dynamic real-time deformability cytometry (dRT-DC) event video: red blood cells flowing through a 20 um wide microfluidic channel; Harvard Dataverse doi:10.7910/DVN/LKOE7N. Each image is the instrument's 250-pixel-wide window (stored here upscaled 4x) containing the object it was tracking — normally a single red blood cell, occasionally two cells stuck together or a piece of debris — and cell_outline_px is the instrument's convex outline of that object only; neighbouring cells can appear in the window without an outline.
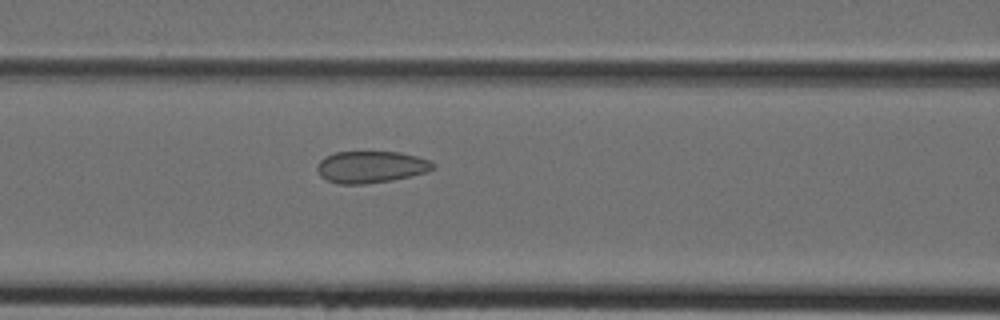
{"species": "Egyptian fruit bat (a non-hibernating species)", "species_latin": "Rousettus aegyptiacus", "temperature_condition": "cold", "stored_images_in_passage": 42, "camera_frame_rate_fps": 3000, "um_per_image_px": 0.085, "animal": {"sex": "female"}, "frame": {"image": 1, "passage_image": 18, "time_ms": 5.667, "image_size_px": [1000, 320], "cell_outline_px": [[436, 168], [428, 172], [412, 176], [392, 180], [364, 184], [336, 184], [320, 176], [316, 168], [316, 164], [324, 156], [336, 152], [400, 152], [432, 160], [436, 164]], "centroid_in_image_um": [31.56, 14.19], "position_along_channel_um": 135.0, "area_um2": 21.85}}
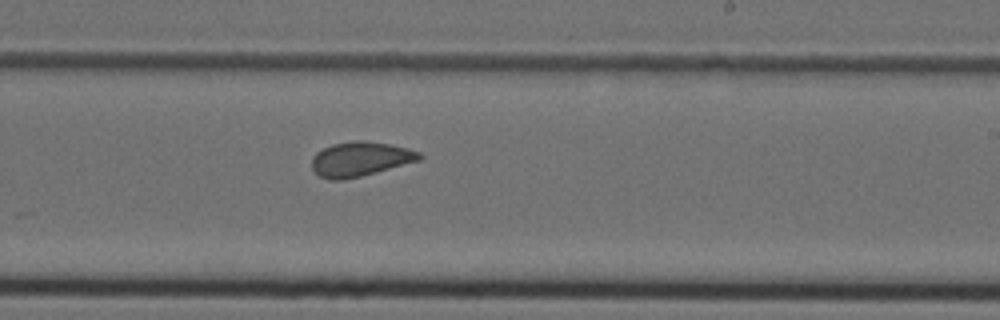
{"frame": {"image": 2, "passage_image": 26, "time_ms": 8.333, "image_size_px": [1000, 320], "cell_outline_px": [[424, 156], [420, 160], [360, 176], [340, 180], [332, 180], [320, 176], [312, 168], [312, 156], [316, 152], [332, 144], [356, 140], [360, 140], [388, 144], [420, 152]], "centroid_in_image_um": [30.59, 13.51], "position_along_channel_um": 258.4, "area_um2": 21.27}}
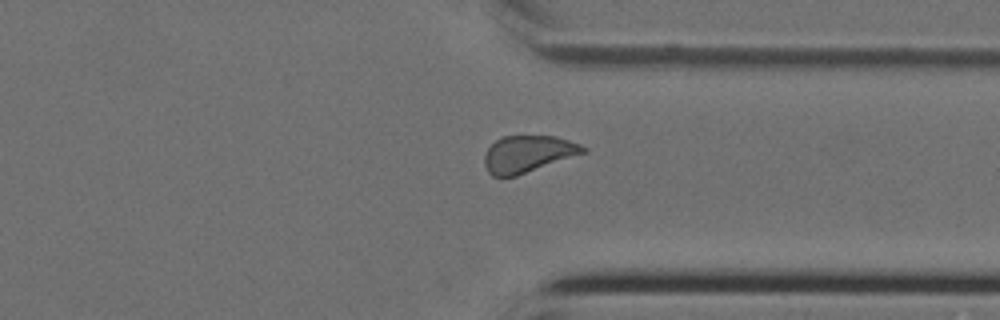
{"frame": {"image": 3, "passage_image": 33, "time_ms": 10.667, "image_size_px": [1000, 320], "cell_outline_px": [[588, 152], [516, 176], [492, 176], [488, 172], [484, 164], [484, 156], [488, 148], [496, 140], [504, 136], [556, 136], [580, 144], [588, 148]], "centroid_in_image_um": [44.9, 13.08], "position_along_channel_um": 366.5, "area_um2": 21.21}}